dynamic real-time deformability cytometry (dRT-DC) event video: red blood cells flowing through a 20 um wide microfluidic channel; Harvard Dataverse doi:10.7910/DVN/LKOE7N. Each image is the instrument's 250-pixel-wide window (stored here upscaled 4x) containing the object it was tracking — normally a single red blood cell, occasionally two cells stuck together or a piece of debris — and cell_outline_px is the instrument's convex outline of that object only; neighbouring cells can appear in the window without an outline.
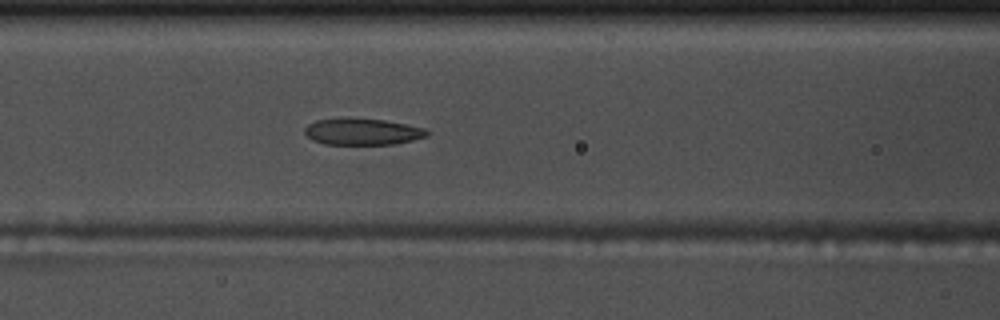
{"species": "common noctule bat (a hibernating species)", "species_latin": "Nyctalus noctula", "temperature_condition": "warm", "stored_images_in_passage": 55, "camera_frame_rate_fps": 3000, "um_per_image_px": 0.085, "animal": {"sex": "male", "body_mass_g": 17.5, "forearm_length_mm": 52.3}, "frame": {"image": 1, "passage_image": 24, "time_ms": 7.667, "image_size_px": [1000, 320], "cell_outline_px": [[428, 136], [412, 140], [392, 144], [324, 144], [312, 140], [304, 132], [304, 128], [308, 124], [316, 120], [348, 116], [384, 120], [424, 128], [428, 132]], "centroid_in_image_um": [30.74, 11.17], "position_along_channel_um": 135.9, "area_um2": 19.13}}
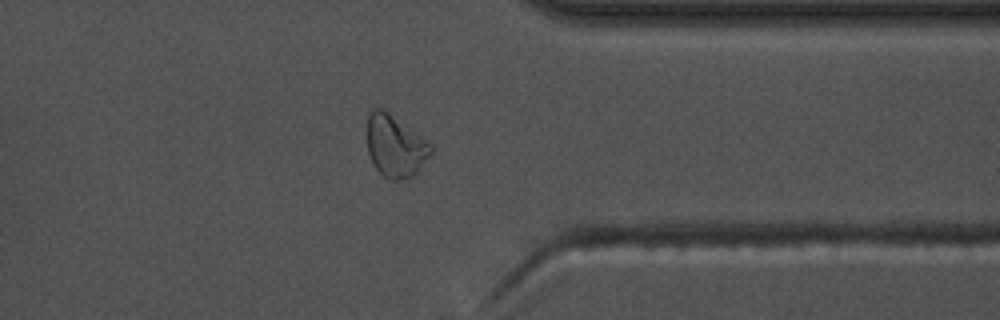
{"frame": {"image": 2, "passage_image": 44, "time_ms": 14.333, "image_size_px": [1000, 320], "cell_outline_px": [[432, 152], [416, 172], [408, 180], [392, 180], [384, 176], [376, 168], [368, 152], [368, 112], [372, 108], [380, 108], [388, 112], [432, 144]], "centroid_in_image_um": [33.59, 12.42], "position_along_channel_um": 377.8, "area_um2": 22.72}}
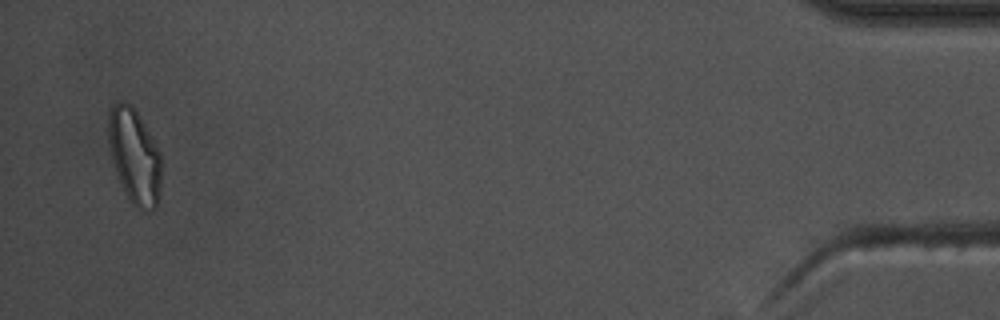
{"frame": {"image": 3, "passage_image": 54, "time_ms": 17.667, "image_size_px": [1000, 320], "cell_outline_px": [[160, 188], [156, 208], [152, 212], [140, 212], [128, 200], [116, 172], [112, 160], [108, 144], [108, 112], [112, 104], [120, 100], [128, 104], [136, 112], [144, 124], [160, 152]], "centroid_in_image_um": [11.41, 13.33], "position_along_channel_um": 423.8, "area_um2": 29.42}, "authors_computed_cell_mechanics": {"area_um2": 20.9236, "velocity_mm_per_s": 3.7204, "shape_relaxation_time_tau1_ms": 5.7037, "shape_relaxation_time_tau2_ms": 2.4485, "deformation_change_tau1": 0.1809, "deformation_change_tau2": 0.099}}